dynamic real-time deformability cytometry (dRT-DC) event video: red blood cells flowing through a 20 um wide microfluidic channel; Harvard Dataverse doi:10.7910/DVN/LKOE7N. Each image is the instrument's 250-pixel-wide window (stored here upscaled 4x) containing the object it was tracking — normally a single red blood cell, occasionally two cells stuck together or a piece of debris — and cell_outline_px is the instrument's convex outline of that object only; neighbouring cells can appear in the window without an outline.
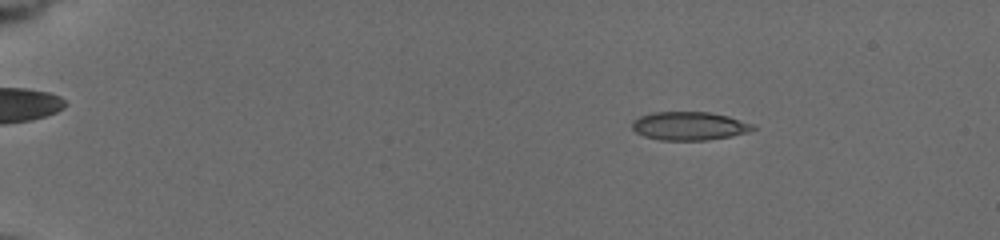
{"species": "common noctule bat (a hibernating species)", "species_latin": "Nyctalus noctula", "temperature_condition": "cold", "stored_images_in_passage": 52, "camera_frame_rate_fps": 3000, "um_per_image_px": 0.085, "animal": {"sex": "female", "body_mass_g": 19.5, "forearm_length_mm": 54.1}, "frame": {"image": 1, "passage_image": 5, "time_ms": 1.333, "image_size_px": [1000, 240], "cell_outline_px": [[756, 128], [748, 132], [728, 136], [704, 140], [660, 140], [644, 136], [636, 132], [632, 128], [632, 124], [640, 116], [656, 112], [708, 112], [756, 124]], "centroid_in_image_um": [58.59, 10.71], "position_along_channel_um": 26.4, "area_um2": 19.65}}
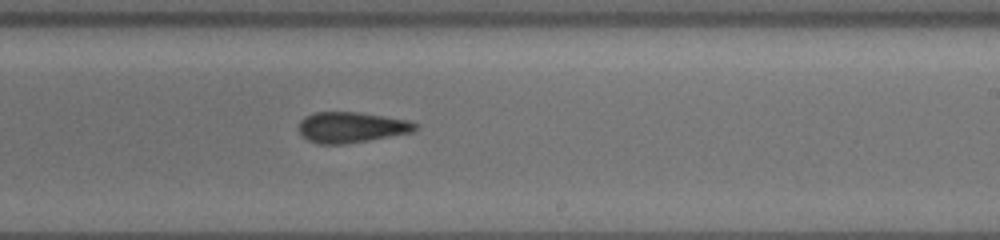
{"frame": {"image": 2, "passage_image": 32, "time_ms": 10.333, "image_size_px": [1000, 240], "cell_outline_px": [[416, 128], [412, 132], [368, 140], [344, 144], [320, 144], [308, 140], [300, 132], [300, 120], [316, 112], [356, 112], [404, 120], [416, 124]], "centroid_in_image_um": [29.83, 10.83], "position_along_channel_um": 259.2, "area_um2": 20.17}}
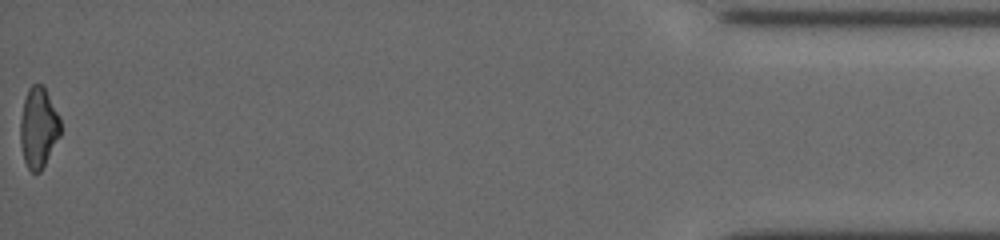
{"frame": {"image": 3, "passage_image": 52, "time_ms": 17.0, "image_size_px": [1000, 240], "cell_outline_px": [[60, 136], [40, 172], [32, 172], [28, 168], [24, 160], [20, 144], [20, 120], [24, 100], [28, 88], [32, 84], [44, 84], [60, 120]], "centroid_in_image_um": [3.25, 10.83], "position_along_channel_um": 431.9, "area_um2": 18.79}, "authors_computed_cell_mechanics": {"area_um2": 20.0566, "velocity_mm_per_s": 3.7708, "shape_relaxation_time_tau1_ms": 3.4513, "shape_relaxation_time_tau2_ms": 2.8754, "deformation_change_tau1": 0.1248, "deformation_change_tau2": 0.1353}}